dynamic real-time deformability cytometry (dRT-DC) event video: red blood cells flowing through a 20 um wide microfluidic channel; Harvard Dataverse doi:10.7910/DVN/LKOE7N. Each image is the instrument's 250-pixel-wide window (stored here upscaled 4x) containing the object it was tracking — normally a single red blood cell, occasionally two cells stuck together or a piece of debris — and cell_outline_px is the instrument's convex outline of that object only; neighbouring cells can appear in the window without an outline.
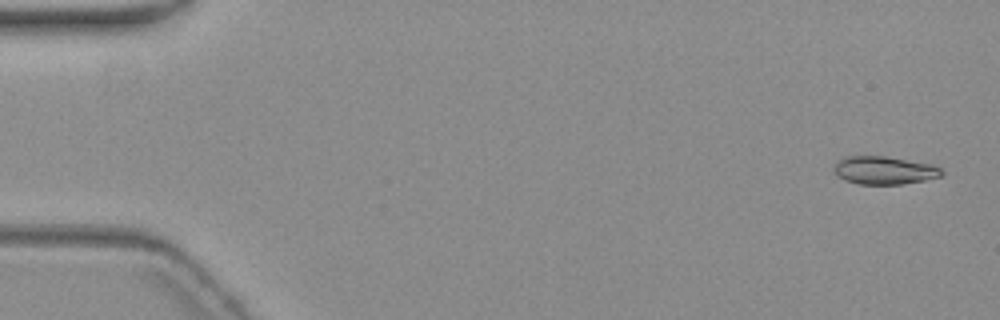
{"species": "common noctule bat (a hibernating species)", "species_latin": "Nyctalus noctula", "temperature_condition": "warm", "stored_images_in_passage": 6, "camera_frame_rate_fps": 3000, "um_per_image_px": 0.085, "animal": {"sex": "female", "body_mass_g": 19.3, "forearm_length_mm": 54.1}, "frame": {"image": 1, "passage_image": 1, "time_ms": 0.0, "image_size_px": [1000, 320], "cell_outline_px": [[944, 172], [940, 176], [924, 180], [904, 184], [860, 184], [844, 180], [832, 168], [836, 160], [844, 156], [884, 156], [932, 164], [940, 168]], "centroid_in_image_um": [75.13, 14.47], "position_along_channel_um": 9.9, "area_um2": 17.57}}
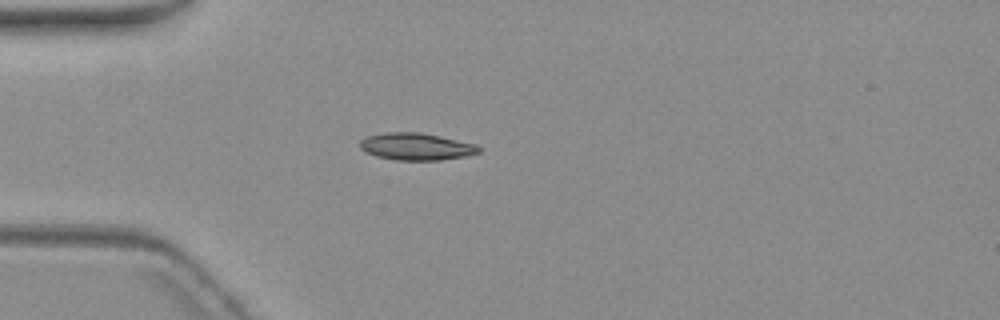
{"frame": {"image": 2, "passage_image": 5, "time_ms": 4.667, "image_size_px": [1000, 320], "cell_outline_px": [[480, 152], [464, 156], [440, 160], [396, 160], [376, 156], [360, 148], [360, 140], [368, 136], [384, 132], [420, 132], [440, 136], [476, 144], [480, 148]], "centroid_in_image_um": [35.38, 12.45], "position_along_channel_um": 49.6, "area_um2": 18.67}}